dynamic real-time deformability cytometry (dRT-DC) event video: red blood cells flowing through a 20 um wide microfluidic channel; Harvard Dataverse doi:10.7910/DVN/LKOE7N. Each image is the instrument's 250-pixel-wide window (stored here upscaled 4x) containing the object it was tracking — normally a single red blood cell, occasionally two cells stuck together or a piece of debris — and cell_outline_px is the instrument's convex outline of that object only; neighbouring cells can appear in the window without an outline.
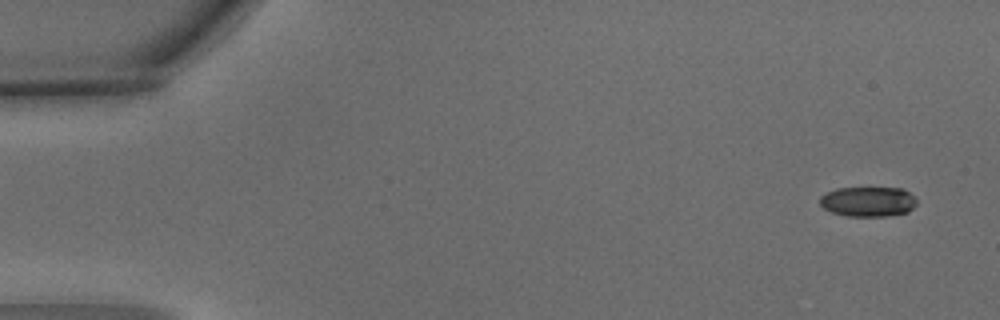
{"species": "common noctule bat (a hibernating species)", "species_latin": "Nyctalus noctula", "temperature_condition": "warm", "stored_images_in_passage": 5, "camera_frame_rate_fps": 3000, "um_per_image_px": 0.085, "animal": {"sex": "male", "body_mass_g": 15.6}, "frame": {"image": 1, "passage_image": 1, "time_ms": 0.0, "image_size_px": [1000, 320], "cell_outline_px": [[916, 204], [908, 212], [888, 216], [844, 216], [832, 212], [824, 208], [820, 204], [820, 196], [836, 188], [904, 188], [916, 196]], "centroid_in_image_um": [73.82, 17.13], "position_along_channel_um": 11.2, "area_um2": 17.05}}
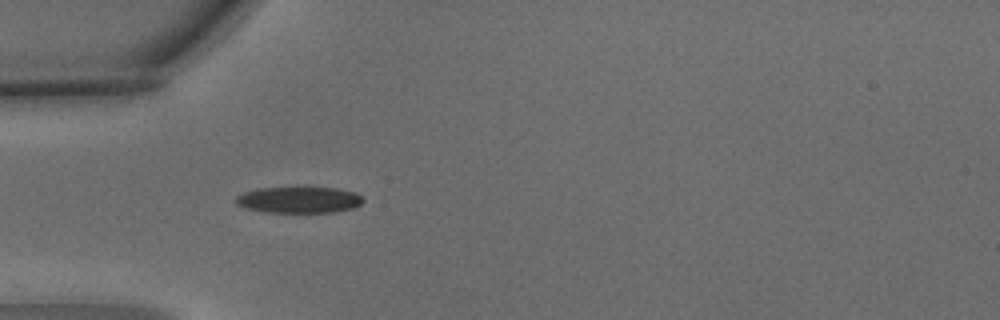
{"frame": {"image": 2, "passage_image": 4, "time_ms": 1.0, "image_size_px": [1000, 320], "cell_outline_px": [[364, 200], [360, 204], [352, 208], [332, 212], [268, 212], [244, 208], [236, 204], [232, 200], [236, 196], [244, 192], [256, 188], [296, 184], [308, 184], [336, 188], [356, 192]], "centroid_in_image_um": [25.36, 16.91], "position_along_channel_um": 59.6, "area_um2": 20.75}}
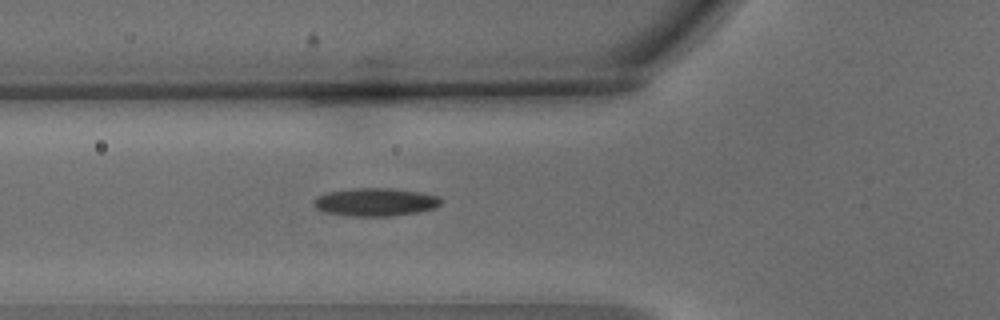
{"frame": {"image": 3, "passage_image": 5, "time_ms": 1.333, "image_size_px": [1000, 320], "cell_outline_px": [[440, 204], [436, 208], [416, 212], [388, 216], [348, 216], [324, 212], [316, 208], [312, 204], [320, 196], [328, 192], [352, 188], [392, 188], [420, 192], [440, 196]], "centroid_in_image_um": [31.92, 17.17], "position_along_channel_um": 93.9, "area_um2": 20.69}}